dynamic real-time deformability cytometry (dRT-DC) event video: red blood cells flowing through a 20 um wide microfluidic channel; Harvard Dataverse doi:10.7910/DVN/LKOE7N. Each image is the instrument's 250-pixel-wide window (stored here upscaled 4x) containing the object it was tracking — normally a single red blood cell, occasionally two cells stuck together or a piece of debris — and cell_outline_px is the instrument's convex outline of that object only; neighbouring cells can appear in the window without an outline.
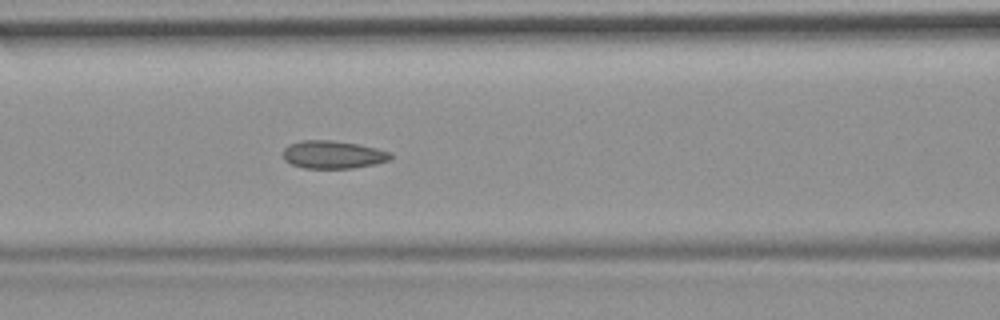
{"species": "common noctule bat (a hibernating species)", "species_latin": "Nyctalus noctula", "temperature_condition": "room temperature", "stored_images_in_passage": 7, "camera_frame_rate_fps": 3000, "um_per_image_px": 0.085, "animal": {"sex": "female", "body_mass_g": 19.9}, "frame": {"image": 1, "passage_image": 7, "time_ms": 7.0, "image_size_px": [1000, 320], "cell_outline_px": [[392, 156], [388, 160], [372, 164], [352, 168], [304, 168], [292, 164], [284, 160], [284, 148], [288, 144], [304, 140], [332, 140], [360, 144], [392, 152]], "centroid_in_image_um": [28.3, 13.13], "position_along_channel_um": 138.3, "area_um2": 17.4}}